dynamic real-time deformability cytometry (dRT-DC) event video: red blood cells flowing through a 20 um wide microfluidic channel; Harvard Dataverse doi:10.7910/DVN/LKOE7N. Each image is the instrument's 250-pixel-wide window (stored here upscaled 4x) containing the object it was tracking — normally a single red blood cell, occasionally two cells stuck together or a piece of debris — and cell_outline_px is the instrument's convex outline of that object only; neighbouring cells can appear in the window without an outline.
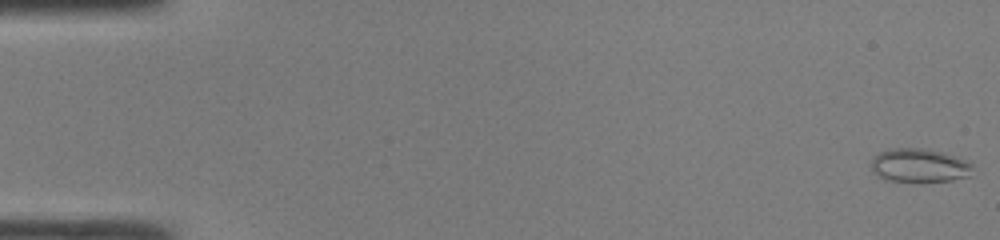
{"species": "common noctule bat (a hibernating species)", "species_latin": "Nyctalus noctula", "temperature_condition": "room temperature", "stored_images_in_passage": 48, "camera_frame_rate_fps": 3000, "um_per_image_px": 0.085, "animal": {"sex": "male", "body_mass_g": 19.0, "forearm_length_mm": 50.8}, "frame": {"image": 1, "passage_image": 1, "time_ms": 0.0, "image_size_px": [1000, 240], "cell_outline_px": [[972, 176], [952, 180], [920, 184], [884, 180], [876, 176], [872, 172], [872, 156], [888, 148], [928, 148], [972, 160]], "centroid_in_image_um": [78.17, 14.09], "position_along_channel_um": 6.8, "area_um2": 21.15}}
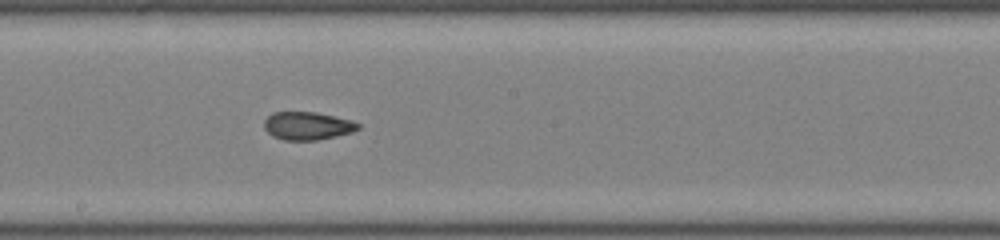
{"frame": {"image": 2, "passage_image": 27, "time_ms": 8.667, "image_size_px": [1000, 240], "cell_outline_px": [[360, 128], [352, 132], [336, 136], [316, 140], [284, 140], [272, 136], [264, 128], [264, 120], [272, 112], [316, 112], [352, 120], [360, 124]], "centroid_in_image_um": [26.13, 10.69], "position_along_channel_um": 222.1, "area_um2": 15.37}}
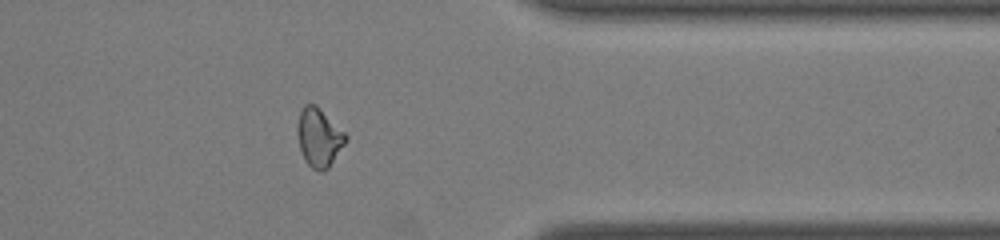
{"frame": {"image": 3, "passage_image": 39, "time_ms": 12.667, "image_size_px": [1000, 240], "cell_outline_px": [[348, 136], [344, 144], [328, 168], [320, 172], [312, 168], [304, 160], [300, 148], [296, 132], [296, 124], [300, 112], [304, 104], [316, 104]], "centroid_in_image_um": [27.08, 11.67], "position_along_channel_um": 384.3, "area_um2": 16.42}, "authors_computed_cell_mechanics": {"area_um2": 16.473, "velocity_mm_per_s": 4.3116, "shape_relaxation_time_tau1_ms": null, "shape_relaxation_time_tau2_ms": 2.0566, "deformation_change_tau1": null, "deformation_change_tau2": 0.0883}}